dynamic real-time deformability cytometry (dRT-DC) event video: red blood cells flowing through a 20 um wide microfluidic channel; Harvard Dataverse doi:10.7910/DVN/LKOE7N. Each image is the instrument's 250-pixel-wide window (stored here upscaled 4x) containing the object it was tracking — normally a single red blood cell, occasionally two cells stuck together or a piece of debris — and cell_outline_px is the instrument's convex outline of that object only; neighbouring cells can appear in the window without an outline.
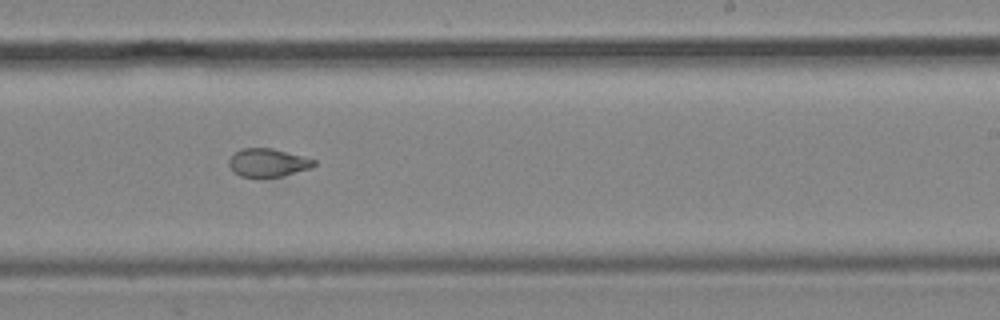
{"species": "common noctule bat (a hibernating species)", "species_latin": "Nyctalus noctula", "temperature_condition": "cold", "stored_images_in_passage": 8, "camera_frame_rate_fps": 3000, "um_per_image_px": 0.085, "animal": {"sex": "male", "body_mass_g": 19.2, "forearm_length_mm": 51.8}, "frame": {"image": 1, "passage_image": 7, "time_ms": 7.0, "image_size_px": [1000, 320], "cell_outline_px": [[316, 164], [312, 168], [284, 176], [264, 180], [240, 176], [228, 164], [228, 160], [236, 152], [244, 148], [272, 148], [316, 160]], "centroid_in_image_um": [22.79, 13.88], "position_along_channel_um": 266.2, "area_um2": 14.33}}